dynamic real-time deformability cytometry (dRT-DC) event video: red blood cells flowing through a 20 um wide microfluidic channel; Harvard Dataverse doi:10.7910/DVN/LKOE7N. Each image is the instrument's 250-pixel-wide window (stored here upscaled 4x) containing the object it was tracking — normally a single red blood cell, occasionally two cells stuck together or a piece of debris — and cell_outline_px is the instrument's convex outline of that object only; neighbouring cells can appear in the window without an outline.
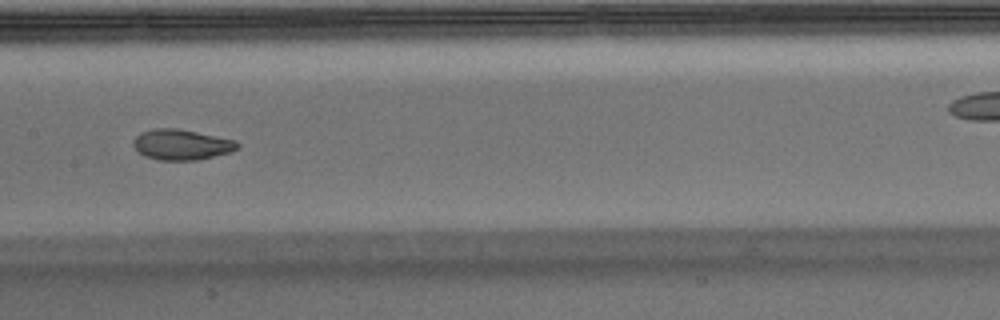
{"species": "Egyptian fruit bat (a non-hibernating species)", "species_latin": "Rousettus aegyptiacus", "temperature_condition": "warm", "stored_images_in_passage": 20, "camera_frame_rate_fps": 3000, "um_per_image_px": 0.085, "animal": {"sex": "male"}, "frame": {"image": 1, "passage_image": 15, "time_ms": 4.667, "image_size_px": [1000, 320], "cell_outline_px": [[240, 148], [232, 152], [200, 160], [160, 160], [144, 156], [132, 144], [132, 140], [140, 132], [156, 128], [176, 128], [236, 140], [240, 144]], "centroid_in_image_um": [15.46, 12.3], "position_along_channel_um": 191.9, "area_um2": 18.67}}